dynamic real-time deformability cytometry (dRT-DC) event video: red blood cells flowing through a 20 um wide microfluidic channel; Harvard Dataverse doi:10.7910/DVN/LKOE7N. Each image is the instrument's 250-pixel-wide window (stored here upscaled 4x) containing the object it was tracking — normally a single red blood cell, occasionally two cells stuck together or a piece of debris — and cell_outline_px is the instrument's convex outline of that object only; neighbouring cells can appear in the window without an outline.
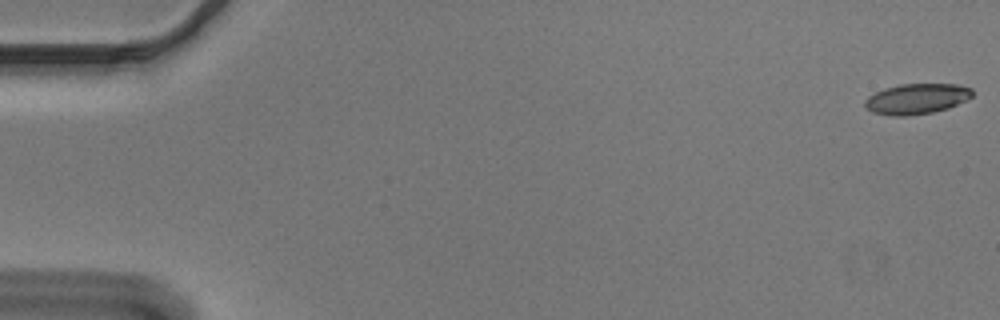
{"species": "Egyptian fruit bat (a non-hibernating species)", "species_latin": "Rousettus aegyptiacus", "temperature_condition": "cold", "stored_images_in_passage": 55, "camera_frame_rate_fps": 3000, "um_per_image_px": 0.085, "animal": {"sex": "male"}, "frame": {"image": 1, "passage_image": 1, "time_ms": 0.0, "image_size_px": [1000, 320], "cell_outline_px": [[972, 96], [968, 100], [948, 108], [932, 112], [908, 116], [892, 116], [872, 112], [864, 104], [864, 100], [868, 96], [884, 88], [900, 84], [956, 84], [972, 88]], "centroid_in_image_um": [77.92, 8.4], "position_along_channel_um": 7.1, "area_um2": 19.13}}
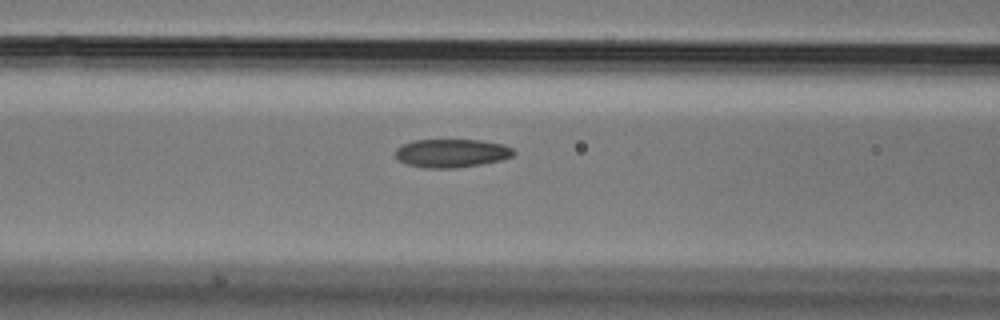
{"frame": {"image": 2, "passage_image": 23, "time_ms": 7.333, "image_size_px": [1000, 320], "cell_outline_px": [[516, 152], [512, 156], [500, 160], [480, 164], [456, 168], [424, 168], [408, 164], [400, 160], [396, 156], [396, 148], [412, 140], [480, 140], [504, 144], [512, 148]], "centroid_in_image_um": [38.4, 13.01], "position_along_channel_um": 128.2, "area_um2": 19.48}}
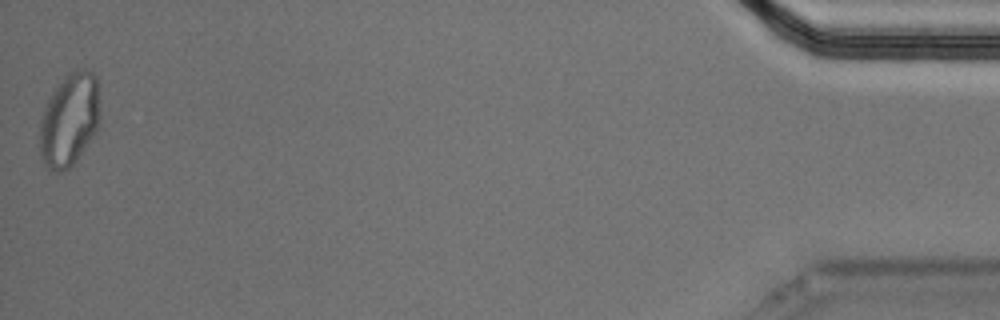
{"frame": {"image": 3, "passage_image": 55, "time_ms": 18.0, "image_size_px": [1000, 320], "cell_outline_px": [[96, 132], [76, 160], [68, 168], [60, 172], [56, 172], [44, 168], [40, 156], [40, 120], [44, 108], [52, 92], [64, 76], [68, 72], [76, 68], [88, 68], [96, 76]], "centroid_in_image_um": [5.82, 10.2], "position_along_channel_um": 429.4, "area_um2": 32.19}, "authors_computed_cell_mechanics": {"area_um2": 19.652, "velocity_mm_per_s": 3.6665, "shape_relaxation_time_tau1_ms": 7.4344, "shape_relaxation_time_tau2_ms": 3.0805, "deformation_change_tau1": 0.133, "deformation_change_tau2": 0.0769}}